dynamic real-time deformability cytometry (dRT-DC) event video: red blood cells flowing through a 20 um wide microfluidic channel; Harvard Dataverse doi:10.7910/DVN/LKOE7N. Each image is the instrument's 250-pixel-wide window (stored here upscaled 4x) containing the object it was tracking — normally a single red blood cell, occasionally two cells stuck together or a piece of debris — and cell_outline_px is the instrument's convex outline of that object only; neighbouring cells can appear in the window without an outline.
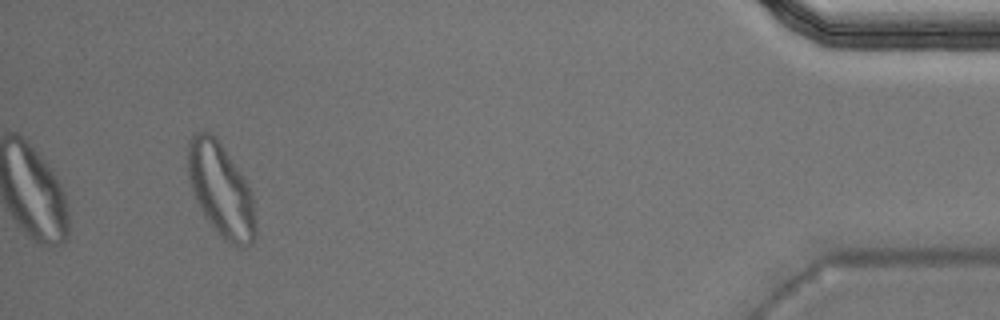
{"species": "Egyptian fruit bat (a non-hibernating species)", "species_latin": "Rousettus aegyptiacus", "temperature_condition": "warm", "stored_images_in_passage": 38, "camera_frame_rate_fps": 3000, "um_per_image_px": 0.085, "animal": {"sex": "male"}, "frame": {"image": 1, "passage_image": 38, "time_ms": 12.333, "image_size_px": [1000, 320], "cell_outline_px": [[256, 236], [252, 244], [244, 248], [240, 248], [224, 240], [216, 232], [204, 216], [192, 192], [188, 180], [188, 140], [192, 132], [208, 132], [216, 136], [240, 172], [252, 196], [256, 220]], "centroid_in_image_um": [18.76, 16.17], "position_along_channel_um": 416.4, "area_um2": 37.05}, "authors_computed_cell_mechanics": {"area_um2": 22.5709, "velocity_mm_per_s": 3.993, "shape_relaxation_time_tau1_ms": 4.0527, "shape_relaxation_time_tau2_ms": 1.2712, "deformation_change_tau1": 0.1947, "deformation_change_tau2": 0.0806}}